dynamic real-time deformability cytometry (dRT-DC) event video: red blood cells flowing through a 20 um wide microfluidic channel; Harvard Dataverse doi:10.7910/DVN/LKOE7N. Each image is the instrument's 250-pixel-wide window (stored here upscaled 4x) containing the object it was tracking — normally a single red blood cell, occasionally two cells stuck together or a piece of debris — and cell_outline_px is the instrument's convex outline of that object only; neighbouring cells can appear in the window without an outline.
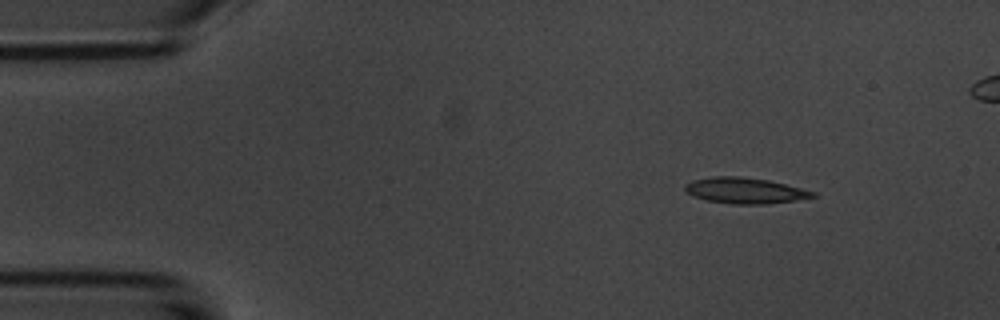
{"species": "common noctule bat (a hibernating species)", "species_latin": "Nyctalus noctula", "temperature_condition": "room temperature", "stored_images_in_passage": 4, "camera_frame_rate_fps": 3000, "um_per_image_px": 0.085, "animal": {"sex": "male", "body_mass_g": 20.1, "forearm_length_mm": 53.5}, "frame": {"image": 1, "passage_image": 1, "time_ms": 0.0, "image_size_px": [1000, 320], "cell_outline_px": [[816, 196], [768, 204], [732, 204], [708, 200], [692, 196], [684, 188], [684, 184], [692, 180], [712, 176], [740, 176], [768, 180], [816, 192]], "centroid_in_image_um": [63.27, 16.19], "position_along_channel_um": 21.7, "area_um2": 19.07}}